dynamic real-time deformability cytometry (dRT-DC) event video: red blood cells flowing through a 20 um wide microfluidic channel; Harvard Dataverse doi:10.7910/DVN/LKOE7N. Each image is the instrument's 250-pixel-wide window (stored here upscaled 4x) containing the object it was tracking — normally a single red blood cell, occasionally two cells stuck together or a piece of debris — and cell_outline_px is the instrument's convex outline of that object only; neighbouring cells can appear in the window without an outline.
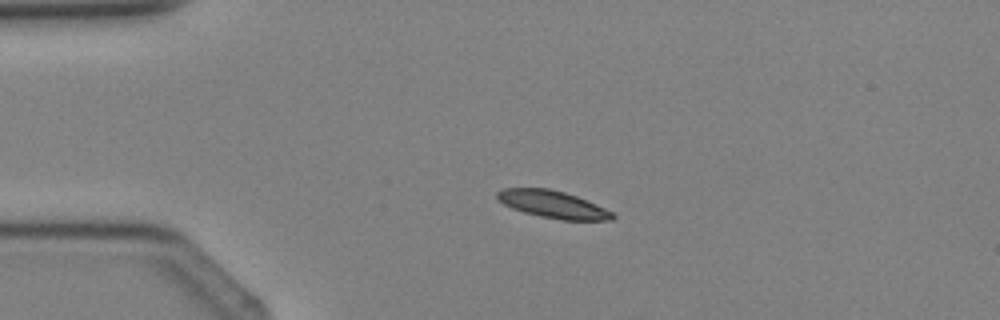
{"species": "Egyptian fruit bat (a non-hibernating species)", "species_latin": "Rousettus aegyptiacus", "temperature_condition": "cold", "stored_images_in_passage": 4, "camera_frame_rate_fps": 3000, "um_per_image_px": 0.085, "animal": {"sex": "female"}, "frame": {"image": 1, "passage_image": 3, "time_ms": 2.333, "image_size_px": [1000, 320], "cell_outline_px": [[616, 216], [612, 220], [564, 220], [540, 216], [524, 212], [512, 208], [504, 204], [496, 196], [496, 192], [504, 188], [548, 188], [564, 192], [576, 196], [596, 204], [612, 212]], "centroid_in_image_um": [46.99, 17.37], "position_along_channel_um": 38.0, "area_um2": 18.15}}